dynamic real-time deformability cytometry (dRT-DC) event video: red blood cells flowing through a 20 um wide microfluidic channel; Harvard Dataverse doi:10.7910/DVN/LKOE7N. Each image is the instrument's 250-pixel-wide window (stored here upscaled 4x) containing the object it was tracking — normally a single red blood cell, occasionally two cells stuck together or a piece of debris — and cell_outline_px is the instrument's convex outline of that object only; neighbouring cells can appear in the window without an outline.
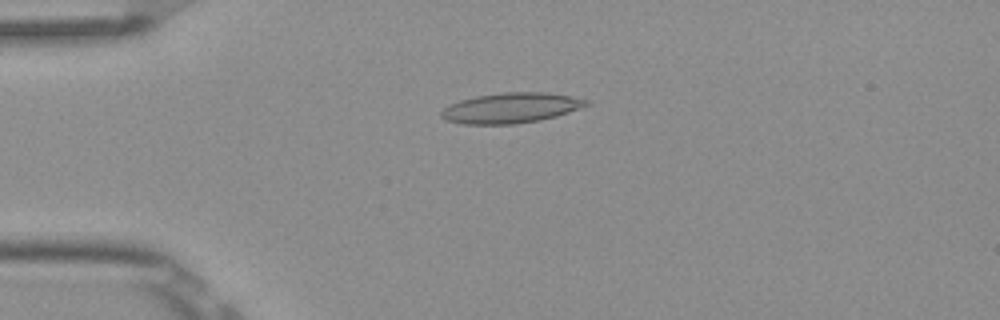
{"species": "Egyptian fruit bat (a non-hibernating species)", "species_latin": "Rousettus aegyptiacus", "temperature_condition": "room temperature", "stored_images_in_passage": 2, "camera_frame_rate_fps": 3000, "um_per_image_px": 0.085, "frame": {"image": 1, "passage_image": 2, "time_ms": 0.333, "image_size_px": [1000, 320], "cell_outline_px": [[592, 104], [556, 116], [540, 120], [516, 124], [464, 124], [444, 120], [440, 116], [440, 112], [444, 108], [460, 100], [476, 96], [504, 92], [544, 92], [572, 96], [588, 100]], "centroid_in_image_um": [43.44, 9.17], "position_along_channel_um": 41.6, "area_um2": 25.61}}